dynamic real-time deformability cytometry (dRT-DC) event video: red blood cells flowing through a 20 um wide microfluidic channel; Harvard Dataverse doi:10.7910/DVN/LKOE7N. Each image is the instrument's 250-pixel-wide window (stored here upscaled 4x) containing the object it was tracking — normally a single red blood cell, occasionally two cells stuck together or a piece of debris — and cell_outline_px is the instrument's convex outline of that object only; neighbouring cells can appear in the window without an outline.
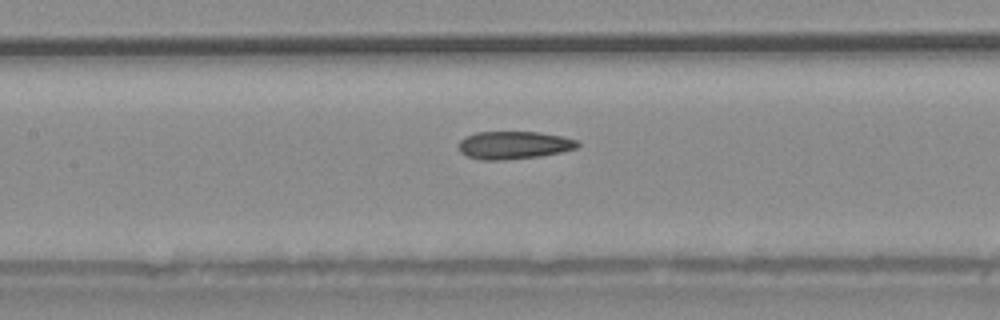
{"species": "common noctule bat (a hibernating species)", "species_latin": "Nyctalus noctula", "temperature_condition": "warm", "stored_images_in_passage": 18, "camera_frame_rate_fps": 3000, "um_per_image_px": 0.085, "animal": {"sex": "male", "body_mass_g": 20.4}, "frame": {"image": 1, "passage_image": 8, "time_ms": 2.333, "image_size_px": [1000, 320], "cell_outline_px": [[580, 144], [576, 148], [560, 152], [540, 156], [504, 160], [480, 160], [468, 156], [460, 152], [460, 140], [464, 136], [476, 132], [540, 132], [560, 136], [576, 140]], "centroid_in_image_um": [43.65, 12.33], "position_along_channel_um": 163.7, "area_um2": 19.19}}
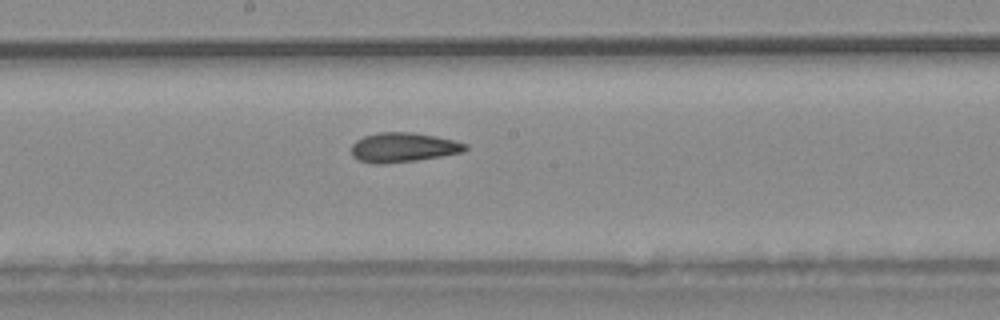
{"frame": {"image": 2, "passage_image": 12, "time_ms": 3.667, "image_size_px": [1000, 320], "cell_outline_px": [[468, 148], [464, 152], [416, 160], [384, 164], [372, 164], [356, 160], [352, 156], [352, 144], [356, 140], [364, 136], [376, 132], [412, 132], [436, 136], [456, 140], [468, 144]], "centroid_in_image_um": [34.27, 12.53], "position_along_channel_um": 213.9, "area_um2": 19.88}}